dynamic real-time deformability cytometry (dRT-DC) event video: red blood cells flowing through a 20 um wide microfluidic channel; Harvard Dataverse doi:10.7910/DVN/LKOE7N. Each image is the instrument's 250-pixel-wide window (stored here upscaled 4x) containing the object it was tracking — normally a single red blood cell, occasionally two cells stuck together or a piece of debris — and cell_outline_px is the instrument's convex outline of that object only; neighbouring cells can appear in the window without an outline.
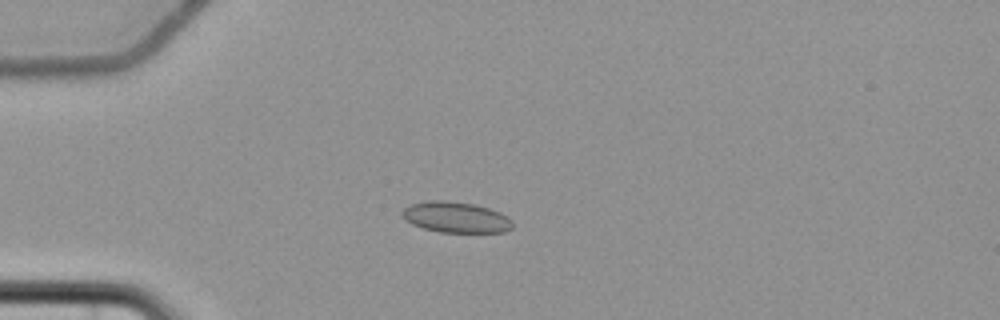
{"species": "common noctule bat (a hibernating species)", "species_latin": "Nyctalus noctula", "temperature_condition": "cold", "stored_images_in_passage": 9, "camera_frame_rate_fps": 3000, "um_per_image_px": 0.085, "animal": {"sex": "female", "body_mass_g": 22.7, "forearm_length_mm": 54.2}, "frame": {"image": 1, "passage_image": 4, "time_ms": 4.333, "image_size_px": [1000, 320], "cell_outline_px": [[512, 228], [504, 232], [440, 232], [424, 228], [412, 224], [404, 220], [400, 216], [400, 212], [404, 208], [412, 204], [432, 200], [444, 200], [476, 204], [500, 212], [508, 216], [512, 220]], "centroid_in_image_um": [38.74, 18.46], "position_along_channel_um": 46.3, "area_um2": 19.94}}
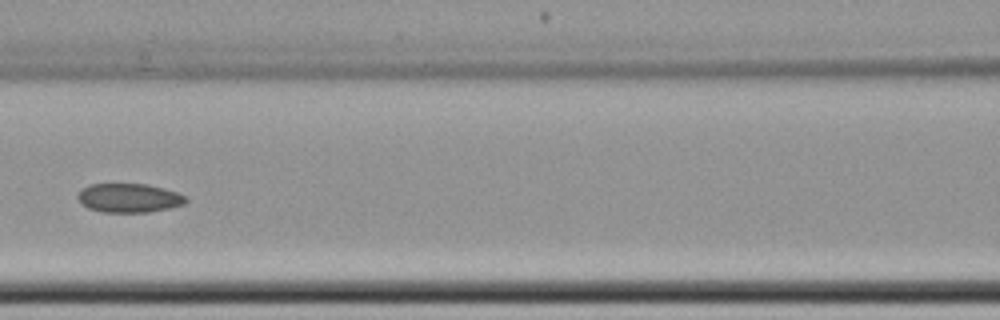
{"frame": {"image": 2, "passage_image": 7, "time_ms": 8.0, "image_size_px": [1000, 320], "cell_outline_px": [[188, 200], [184, 204], [168, 208], [148, 212], [100, 212], [88, 208], [76, 196], [88, 184], [148, 184], [164, 188], [176, 192], [184, 196]], "centroid_in_image_um": [10.97, 16.82], "position_along_channel_um": 155.6, "area_um2": 18.09}}
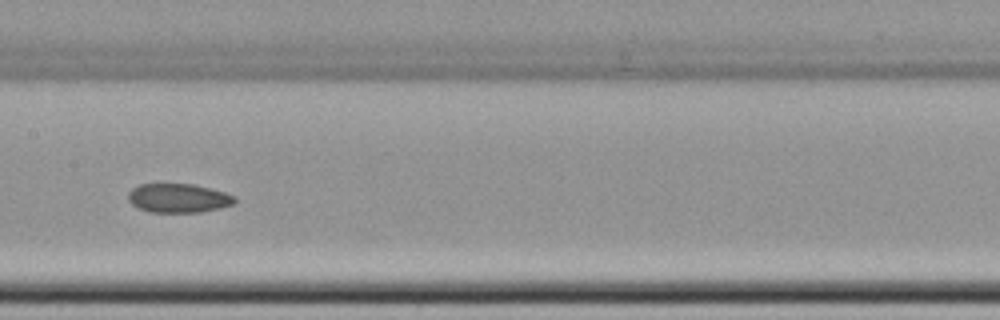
{"frame": {"image": 3, "passage_image": 8, "time_ms": 9.0, "image_size_px": [1000, 320], "cell_outline_px": [[236, 204], [220, 208], [200, 212], [148, 212], [132, 204], [128, 200], [128, 192], [132, 188], [140, 184], [192, 184], [224, 192], [236, 196]], "centroid_in_image_um": [15.18, 16.84], "position_along_channel_um": 192.2, "area_um2": 18.03}}